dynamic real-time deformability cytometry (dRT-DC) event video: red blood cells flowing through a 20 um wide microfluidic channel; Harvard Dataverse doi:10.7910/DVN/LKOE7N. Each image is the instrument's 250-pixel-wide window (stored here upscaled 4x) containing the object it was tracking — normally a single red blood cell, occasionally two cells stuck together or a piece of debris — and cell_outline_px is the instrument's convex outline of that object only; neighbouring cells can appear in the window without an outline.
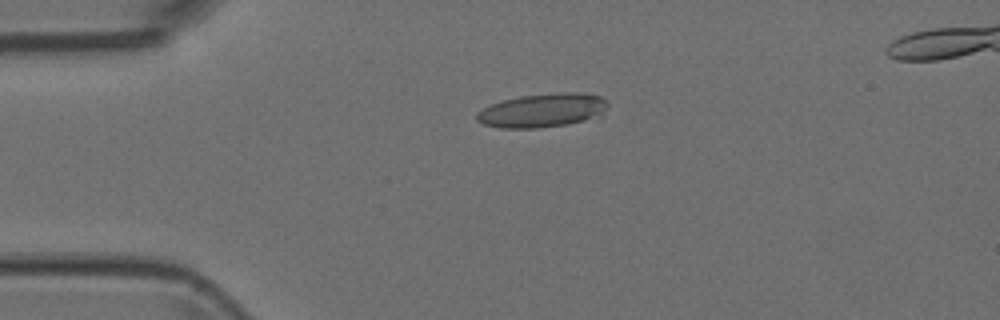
{"species": "Egyptian fruit bat (a non-hibernating species)", "species_latin": "Rousettus aegyptiacus", "temperature_condition": "room temperature", "stored_images_in_passage": 4, "camera_frame_rate_fps": 3000, "um_per_image_px": 0.085, "animal": {"sex": "female"}, "frame": {"image": 1, "passage_image": 3, "time_ms": 0.667, "image_size_px": [1000, 320], "cell_outline_px": [[608, 104], [604, 116], [568, 124], [536, 128], [500, 128], [484, 124], [476, 120], [476, 112], [492, 104], [504, 100], [520, 96], [560, 92], [580, 92], [600, 96]], "centroid_in_image_um": [46.15, 9.39], "position_along_channel_um": 38.8, "area_um2": 25.95}}